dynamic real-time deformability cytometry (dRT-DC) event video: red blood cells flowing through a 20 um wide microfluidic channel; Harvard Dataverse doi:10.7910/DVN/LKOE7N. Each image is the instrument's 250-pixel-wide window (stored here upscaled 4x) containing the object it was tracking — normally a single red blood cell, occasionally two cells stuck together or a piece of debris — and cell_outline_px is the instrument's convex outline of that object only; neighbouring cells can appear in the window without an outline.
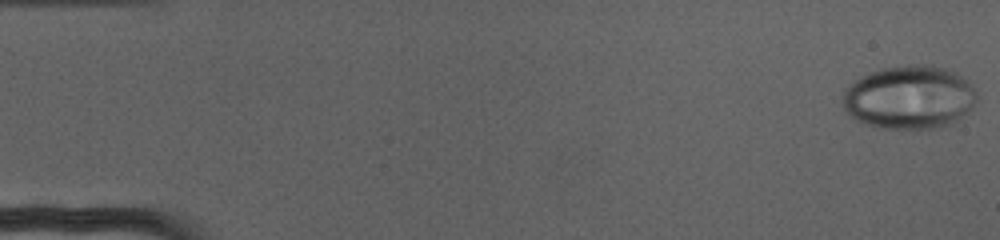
{"species": "human", "species_latin": "Homo sapiens", "temperature_condition": "cold", "stored_images_in_passage": 73, "camera_frame_rate_fps": 3000, "um_per_image_px": 0.085, "donor": {"sex": "female"}, "frame": {"image": 1, "passage_image": 1, "time_ms": 0.0, "image_size_px": [1000, 240], "cell_outline_px": [[976, 100], [972, 108], [968, 112], [952, 124], [940, 128], [876, 128], [864, 124], [848, 116], [844, 108], [844, 88], [856, 80], [880, 68], [912, 64], [932, 64], [944, 68], [968, 80], [976, 92]], "centroid_in_image_um": [77.3, 8.28], "position_along_channel_um": 7.7, "area_um2": 49.82}}
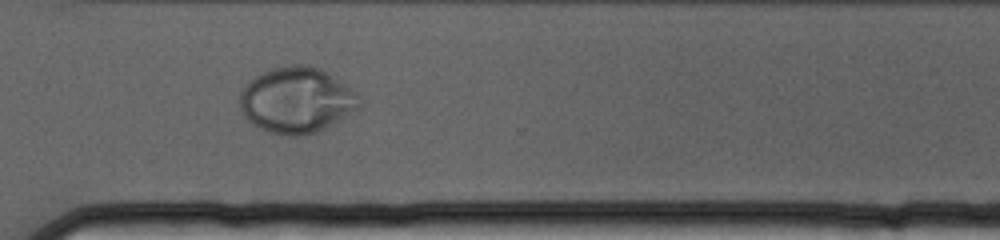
{"frame": {"image": 2, "passage_image": 54, "time_ms": 17.667, "image_size_px": [1000, 240], "cell_outline_px": [[364, 104], [360, 108], [324, 128], [316, 132], [304, 136], [288, 136], [268, 132], [252, 124], [244, 116], [240, 108], [240, 92], [248, 80], [272, 68], [292, 64], [308, 64], [320, 68], [356, 92], [360, 96]], "centroid_in_image_um": [25.21, 8.51], "position_along_channel_um": 345.4, "area_um2": 46.07}}
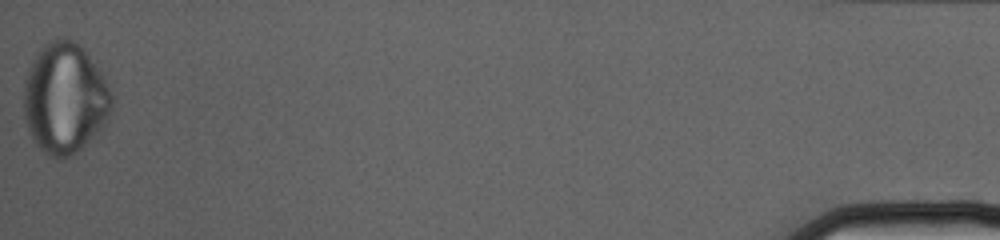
{"frame": {"image": 3, "passage_image": 73, "time_ms": 24.0, "image_size_px": [1000, 240], "cell_outline_px": [[112, 112], [104, 128], [100, 132], [76, 152], [64, 160], [56, 160], [48, 156], [36, 144], [24, 120], [24, 80], [28, 68], [40, 48], [44, 44], [60, 36], [72, 40], [80, 44], [96, 64], [104, 76], [112, 96]], "centroid_in_image_um": [5.53, 8.37], "position_along_channel_um": 429.7, "area_um2": 57.57}}